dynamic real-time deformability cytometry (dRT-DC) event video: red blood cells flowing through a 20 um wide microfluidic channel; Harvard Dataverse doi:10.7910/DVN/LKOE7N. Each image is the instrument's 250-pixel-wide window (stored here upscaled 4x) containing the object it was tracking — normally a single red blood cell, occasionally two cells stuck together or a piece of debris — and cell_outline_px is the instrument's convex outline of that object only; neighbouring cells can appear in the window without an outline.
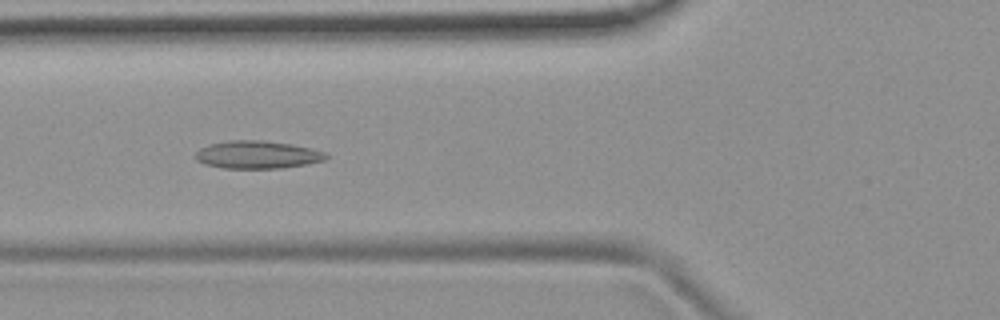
{"species": "common noctule bat (a hibernating species)", "species_latin": "Nyctalus noctula", "temperature_condition": "room temperature", "stored_images_in_passage": 52, "camera_frame_rate_fps": 3000, "um_per_image_px": 0.085, "animal": {"sex": "female", "body_mass_g": 19.9}, "frame": {"image": 1, "passage_image": 19, "time_ms": 6.0, "image_size_px": [1000, 320], "cell_outline_px": [[328, 156], [324, 160], [284, 168], [220, 168], [204, 164], [196, 160], [192, 156], [200, 148], [208, 144], [228, 140], [260, 140], [288, 144], [312, 148], [328, 152]], "centroid_in_image_um": [21.82, 13.15], "position_along_channel_um": 104.0, "area_um2": 21.27}}
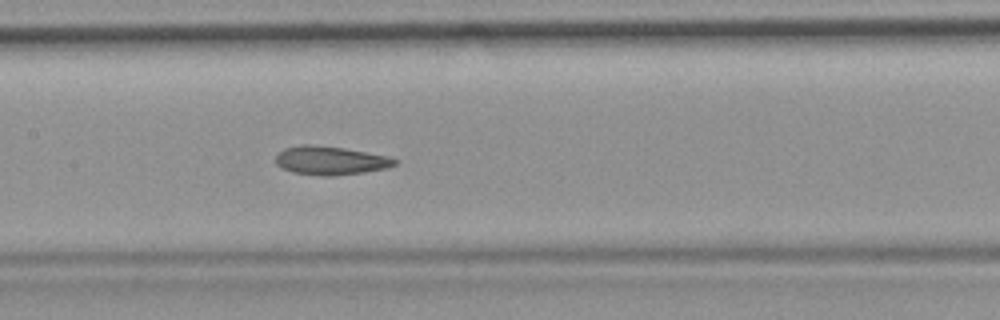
{"frame": {"image": 2, "passage_image": 25, "time_ms": 8.0, "image_size_px": [1000, 320], "cell_outline_px": [[396, 164], [388, 168], [364, 172], [332, 176], [324, 176], [292, 172], [276, 164], [276, 156], [284, 148], [300, 144], [312, 144], [344, 148], [388, 156], [396, 160]], "centroid_in_image_um": [28.08, 13.64], "position_along_channel_um": 179.3, "area_um2": 19.77}}
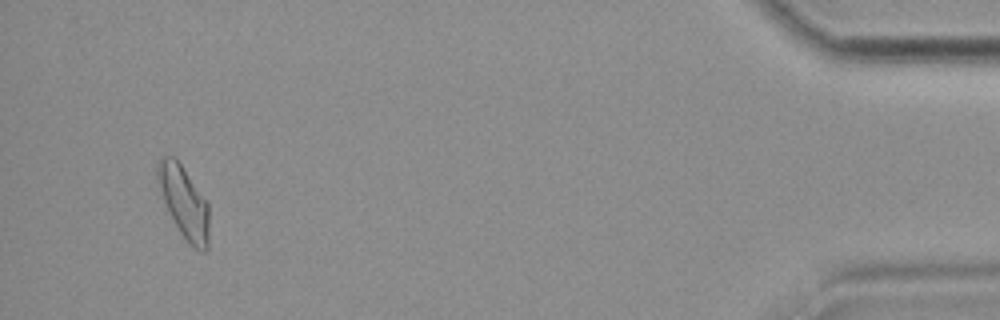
{"frame": {"image": 3, "passage_image": 50, "time_ms": 16.333, "image_size_px": [1000, 320], "cell_outline_px": [[208, 248], [204, 252], [200, 252], [192, 248], [188, 244], [180, 232], [164, 204], [156, 180], [156, 164], [164, 156], [176, 156], [208, 204]], "centroid_in_image_um": [15.61, 17.18], "position_along_channel_um": 419.6, "area_um2": 21.73}, "authors_computed_cell_mechanics": {"area_um2": 20.2011, "velocity_mm_per_s": 3.7626, "shape_relaxation_time_tau1_ms": null, "shape_relaxation_time_tau2_ms": 4.1273, "deformation_change_tau1": null, "deformation_change_tau2": 0.1165}}